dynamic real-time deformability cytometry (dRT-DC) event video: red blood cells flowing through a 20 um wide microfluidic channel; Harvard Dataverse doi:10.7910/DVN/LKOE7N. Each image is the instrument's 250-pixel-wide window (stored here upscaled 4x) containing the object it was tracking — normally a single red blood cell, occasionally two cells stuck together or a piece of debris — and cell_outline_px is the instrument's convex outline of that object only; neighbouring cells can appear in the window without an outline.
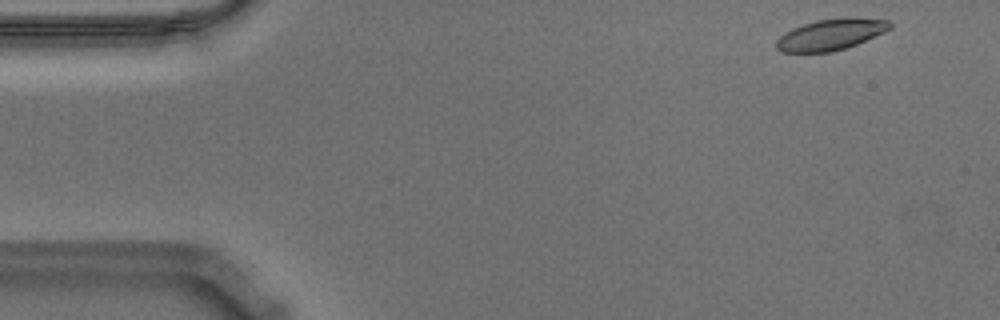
{"species": "Egyptian fruit bat (a non-hibernating species)", "species_latin": "Rousettus aegyptiacus", "temperature_condition": "warm", "stored_images_in_passage": 54, "camera_frame_rate_fps": 3000, "um_per_image_px": 0.085, "animal": {"sex": "male"}, "frame": {"image": 1, "passage_image": 2, "time_ms": 0.333, "image_size_px": [1000, 320], "cell_outline_px": [[892, 28], [884, 32], [856, 44], [844, 48], [828, 52], [780, 52], [776, 48], [776, 40], [784, 32], [792, 28], [816, 20], [844, 16], [852, 16], [888, 20], [892, 24]], "centroid_in_image_um": [70.62, 2.9], "position_along_channel_um": 14.4, "area_um2": 20.81}}
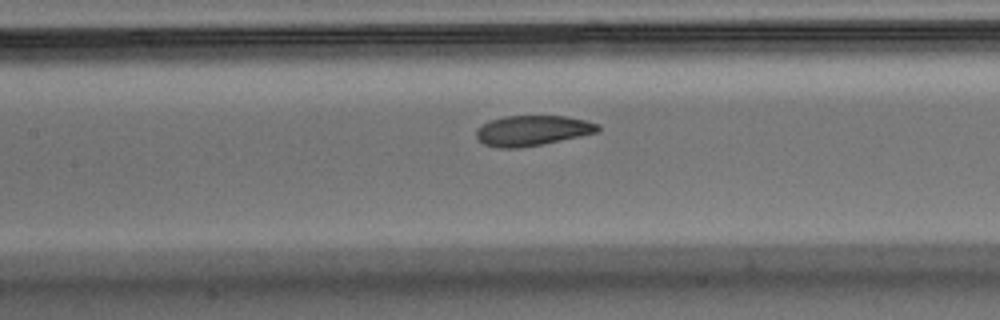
{"frame": {"image": 2, "passage_image": 23, "time_ms": 7.333, "image_size_px": [1000, 320], "cell_outline_px": [[600, 132], [544, 144], [520, 148], [500, 148], [484, 144], [476, 136], [476, 132], [484, 124], [492, 120], [504, 116], [564, 116], [584, 120], [600, 124]], "centroid_in_image_um": [45.31, 11.1], "position_along_channel_um": 162.1, "area_um2": 21.39}}
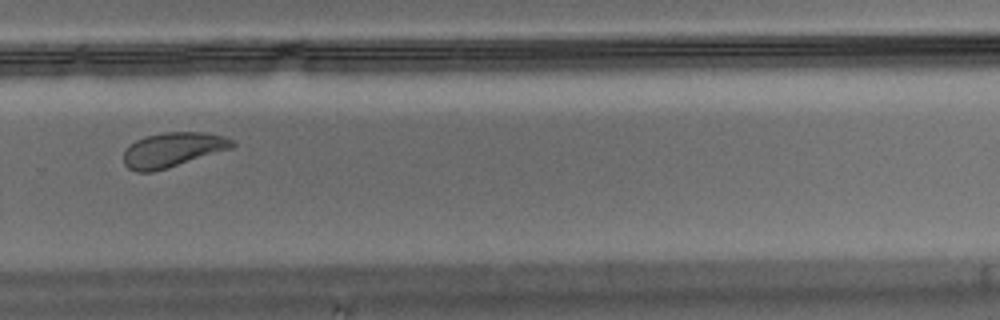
{"frame": {"image": 3, "passage_image": 36, "time_ms": 11.667, "image_size_px": [1000, 320], "cell_outline_px": [[236, 144], [232, 148], [168, 168], [152, 172], [136, 172], [128, 168], [124, 164], [124, 152], [136, 140], [144, 136], [164, 132], [204, 132], [224, 136], [236, 140]], "centroid_in_image_um": [14.71, 12.72], "position_along_channel_um": 315.1, "area_um2": 21.96}, "authors_computed_cell_mechanics": {"area_um2": 22.253, "velocity_mm_per_s": 3.5423, "shape_relaxation_time_tau1_ms": 3.2795, "shape_relaxation_time_tau2_ms": 2.068, "deformation_change_tau1": 0.1227, "deformation_change_tau2": 0.0766}}